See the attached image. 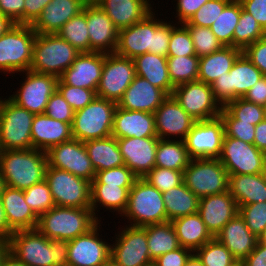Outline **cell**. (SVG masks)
I'll list each match as a JSON object with an SVG mask.
<instances>
[{
  "instance_id": "1",
  "label": "cell",
  "mask_w": 266,
  "mask_h": 266,
  "mask_svg": "<svg viewBox=\"0 0 266 266\" xmlns=\"http://www.w3.org/2000/svg\"><path fill=\"white\" fill-rule=\"evenodd\" d=\"M172 23L157 19L152 11L141 21L119 30L115 53L130 59L145 53L167 57L171 31L178 25Z\"/></svg>"
},
{
  "instance_id": "2",
  "label": "cell",
  "mask_w": 266,
  "mask_h": 266,
  "mask_svg": "<svg viewBox=\"0 0 266 266\" xmlns=\"http://www.w3.org/2000/svg\"><path fill=\"white\" fill-rule=\"evenodd\" d=\"M8 244L26 266H67L68 241L50 240L37 228L13 232Z\"/></svg>"
},
{
  "instance_id": "3",
  "label": "cell",
  "mask_w": 266,
  "mask_h": 266,
  "mask_svg": "<svg viewBox=\"0 0 266 266\" xmlns=\"http://www.w3.org/2000/svg\"><path fill=\"white\" fill-rule=\"evenodd\" d=\"M46 152L38 149L6 150L0 154L2 183L11 188L26 190L45 179Z\"/></svg>"
},
{
  "instance_id": "4",
  "label": "cell",
  "mask_w": 266,
  "mask_h": 266,
  "mask_svg": "<svg viewBox=\"0 0 266 266\" xmlns=\"http://www.w3.org/2000/svg\"><path fill=\"white\" fill-rule=\"evenodd\" d=\"M99 222L91 208L55 205L38 217L36 228L50 240L70 241L88 233Z\"/></svg>"
},
{
  "instance_id": "5",
  "label": "cell",
  "mask_w": 266,
  "mask_h": 266,
  "mask_svg": "<svg viewBox=\"0 0 266 266\" xmlns=\"http://www.w3.org/2000/svg\"><path fill=\"white\" fill-rule=\"evenodd\" d=\"M80 53L58 34H36L30 70L59 78Z\"/></svg>"
},
{
  "instance_id": "6",
  "label": "cell",
  "mask_w": 266,
  "mask_h": 266,
  "mask_svg": "<svg viewBox=\"0 0 266 266\" xmlns=\"http://www.w3.org/2000/svg\"><path fill=\"white\" fill-rule=\"evenodd\" d=\"M122 216L128 219L130 226L167 222L162 193L143 178H137L129 190L128 205Z\"/></svg>"
},
{
  "instance_id": "7",
  "label": "cell",
  "mask_w": 266,
  "mask_h": 266,
  "mask_svg": "<svg viewBox=\"0 0 266 266\" xmlns=\"http://www.w3.org/2000/svg\"><path fill=\"white\" fill-rule=\"evenodd\" d=\"M36 32L28 24H13L0 37V72L25 73L32 63Z\"/></svg>"
},
{
  "instance_id": "8",
  "label": "cell",
  "mask_w": 266,
  "mask_h": 266,
  "mask_svg": "<svg viewBox=\"0 0 266 266\" xmlns=\"http://www.w3.org/2000/svg\"><path fill=\"white\" fill-rule=\"evenodd\" d=\"M117 103L95 97L87 106L74 112L72 137L86 142L112 136Z\"/></svg>"
},
{
  "instance_id": "9",
  "label": "cell",
  "mask_w": 266,
  "mask_h": 266,
  "mask_svg": "<svg viewBox=\"0 0 266 266\" xmlns=\"http://www.w3.org/2000/svg\"><path fill=\"white\" fill-rule=\"evenodd\" d=\"M34 114L0 97V149H32L31 126Z\"/></svg>"
},
{
  "instance_id": "10",
  "label": "cell",
  "mask_w": 266,
  "mask_h": 266,
  "mask_svg": "<svg viewBox=\"0 0 266 266\" xmlns=\"http://www.w3.org/2000/svg\"><path fill=\"white\" fill-rule=\"evenodd\" d=\"M183 182L198 198L228 191L229 174L219 158L191 159Z\"/></svg>"
},
{
  "instance_id": "11",
  "label": "cell",
  "mask_w": 266,
  "mask_h": 266,
  "mask_svg": "<svg viewBox=\"0 0 266 266\" xmlns=\"http://www.w3.org/2000/svg\"><path fill=\"white\" fill-rule=\"evenodd\" d=\"M56 206L91 208V182L72 173L47 166L45 173Z\"/></svg>"
},
{
  "instance_id": "12",
  "label": "cell",
  "mask_w": 266,
  "mask_h": 266,
  "mask_svg": "<svg viewBox=\"0 0 266 266\" xmlns=\"http://www.w3.org/2000/svg\"><path fill=\"white\" fill-rule=\"evenodd\" d=\"M262 76V72L242 52L232 69L219 76L211 84V89L218 102L224 106L231 100L243 98Z\"/></svg>"
},
{
  "instance_id": "13",
  "label": "cell",
  "mask_w": 266,
  "mask_h": 266,
  "mask_svg": "<svg viewBox=\"0 0 266 266\" xmlns=\"http://www.w3.org/2000/svg\"><path fill=\"white\" fill-rule=\"evenodd\" d=\"M219 160L229 175L266 173V154L237 138L224 135Z\"/></svg>"
},
{
  "instance_id": "14",
  "label": "cell",
  "mask_w": 266,
  "mask_h": 266,
  "mask_svg": "<svg viewBox=\"0 0 266 266\" xmlns=\"http://www.w3.org/2000/svg\"><path fill=\"white\" fill-rule=\"evenodd\" d=\"M171 95L196 121L218 117L223 108L211 85L199 80L175 86Z\"/></svg>"
},
{
  "instance_id": "15",
  "label": "cell",
  "mask_w": 266,
  "mask_h": 266,
  "mask_svg": "<svg viewBox=\"0 0 266 266\" xmlns=\"http://www.w3.org/2000/svg\"><path fill=\"white\" fill-rule=\"evenodd\" d=\"M136 76L133 59L114 53H105L96 96L116 103Z\"/></svg>"
},
{
  "instance_id": "16",
  "label": "cell",
  "mask_w": 266,
  "mask_h": 266,
  "mask_svg": "<svg viewBox=\"0 0 266 266\" xmlns=\"http://www.w3.org/2000/svg\"><path fill=\"white\" fill-rule=\"evenodd\" d=\"M225 135L221 116L196 121L184 143L191 159L219 158Z\"/></svg>"
},
{
  "instance_id": "17",
  "label": "cell",
  "mask_w": 266,
  "mask_h": 266,
  "mask_svg": "<svg viewBox=\"0 0 266 266\" xmlns=\"http://www.w3.org/2000/svg\"><path fill=\"white\" fill-rule=\"evenodd\" d=\"M117 233L114 243H110V256L120 266L153 265L143 227L125 225Z\"/></svg>"
},
{
  "instance_id": "18",
  "label": "cell",
  "mask_w": 266,
  "mask_h": 266,
  "mask_svg": "<svg viewBox=\"0 0 266 266\" xmlns=\"http://www.w3.org/2000/svg\"><path fill=\"white\" fill-rule=\"evenodd\" d=\"M25 72L21 87L9 99L34 115L44 114L49 98L57 90L59 78L31 70Z\"/></svg>"
},
{
  "instance_id": "19",
  "label": "cell",
  "mask_w": 266,
  "mask_h": 266,
  "mask_svg": "<svg viewBox=\"0 0 266 266\" xmlns=\"http://www.w3.org/2000/svg\"><path fill=\"white\" fill-rule=\"evenodd\" d=\"M50 167L66 170L90 182L96 175L84 142L75 138L50 147L46 151Z\"/></svg>"
},
{
  "instance_id": "20",
  "label": "cell",
  "mask_w": 266,
  "mask_h": 266,
  "mask_svg": "<svg viewBox=\"0 0 266 266\" xmlns=\"http://www.w3.org/2000/svg\"><path fill=\"white\" fill-rule=\"evenodd\" d=\"M100 226L68 241L67 266H100L109 258L110 244L100 238Z\"/></svg>"
},
{
  "instance_id": "21",
  "label": "cell",
  "mask_w": 266,
  "mask_h": 266,
  "mask_svg": "<svg viewBox=\"0 0 266 266\" xmlns=\"http://www.w3.org/2000/svg\"><path fill=\"white\" fill-rule=\"evenodd\" d=\"M155 128L159 139L184 141L196 120L169 95L154 112ZM175 135V136H174ZM173 136V137H171Z\"/></svg>"
},
{
  "instance_id": "22",
  "label": "cell",
  "mask_w": 266,
  "mask_h": 266,
  "mask_svg": "<svg viewBox=\"0 0 266 266\" xmlns=\"http://www.w3.org/2000/svg\"><path fill=\"white\" fill-rule=\"evenodd\" d=\"M125 165L138 177L143 178L155 167L158 137L117 139Z\"/></svg>"
},
{
  "instance_id": "23",
  "label": "cell",
  "mask_w": 266,
  "mask_h": 266,
  "mask_svg": "<svg viewBox=\"0 0 266 266\" xmlns=\"http://www.w3.org/2000/svg\"><path fill=\"white\" fill-rule=\"evenodd\" d=\"M90 52L114 53L119 29L97 4H86Z\"/></svg>"
},
{
  "instance_id": "24",
  "label": "cell",
  "mask_w": 266,
  "mask_h": 266,
  "mask_svg": "<svg viewBox=\"0 0 266 266\" xmlns=\"http://www.w3.org/2000/svg\"><path fill=\"white\" fill-rule=\"evenodd\" d=\"M104 59L102 52H82L59 79L67 85L97 92Z\"/></svg>"
},
{
  "instance_id": "25",
  "label": "cell",
  "mask_w": 266,
  "mask_h": 266,
  "mask_svg": "<svg viewBox=\"0 0 266 266\" xmlns=\"http://www.w3.org/2000/svg\"><path fill=\"white\" fill-rule=\"evenodd\" d=\"M198 213L207 230L215 237L239 213V207L229 191H226L199 198Z\"/></svg>"
},
{
  "instance_id": "26",
  "label": "cell",
  "mask_w": 266,
  "mask_h": 266,
  "mask_svg": "<svg viewBox=\"0 0 266 266\" xmlns=\"http://www.w3.org/2000/svg\"><path fill=\"white\" fill-rule=\"evenodd\" d=\"M168 95L141 76H135L117 106L124 110L145 111L154 114Z\"/></svg>"
},
{
  "instance_id": "27",
  "label": "cell",
  "mask_w": 266,
  "mask_h": 266,
  "mask_svg": "<svg viewBox=\"0 0 266 266\" xmlns=\"http://www.w3.org/2000/svg\"><path fill=\"white\" fill-rule=\"evenodd\" d=\"M112 136L117 139L158 137L155 116L149 112L124 110L117 106L114 113Z\"/></svg>"
},
{
  "instance_id": "28",
  "label": "cell",
  "mask_w": 266,
  "mask_h": 266,
  "mask_svg": "<svg viewBox=\"0 0 266 266\" xmlns=\"http://www.w3.org/2000/svg\"><path fill=\"white\" fill-rule=\"evenodd\" d=\"M0 199L8 226L13 232L37 227L38 216L25 202L23 190L2 185Z\"/></svg>"
},
{
  "instance_id": "29",
  "label": "cell",
  "mask_w": 266,
  "mask_h": 266,
  "mask_svg": "<svg viewBox=\"0 0 266 266\" xmlns=\"http://www.w3.org/2000/svg\"><path fill=\"white\" fill-rule=\"evenodd\" d=\"M85 5L82 0H51L31 27L37 34H57Z\"/></svg>"
},
{
  "instance_id": "30",
  "label": "cell",
  "mask_w": 266,
  "mask_h": 266,
  "mask_svg": "<svg viewBox=\"0 0 266 266\" xmlns=\"http://www.w3.org/2000/svg\"><path fill=\"white\" fill-rule=\"evenodd\" d=\"M237 261H243L256 247L258 238L248 229L238 213L215 236Z\"/></svg>"
},
{
  "instance_id": "31",
  "label": "cell",
  "mask_w": 266,
  "mask_h": 266,
  "mask_svg": "<svg viewBox=\"0 0 266 266\" xmlns=\"http://www.w3.org/2000/svg\"><path fill=\"white\" fill-rule=\"evenodd\" d=\"M72 138L71 124L53 119L46 114L34 115L31 126V139L34 149L46 152L50 147Z\"/></svg>"
},
{
  "instance_id": "32",
  "label": "cell",
  "mask_w": 266,
  "mask_h": 266,
  "mask_svg": "<svg viewBox=\"0 0 266 266\" xmlns=\"http://www.w3.org/2000/svg\"><path fill=\"white\" fill-rule=\"evenodd\" d=\"M96 4L119 30L130 27L154 11L150 0H99Z\"/></svg>"
},
{
  "instance_id": "33",
  "label": "cell",
  "mask_w": 266,
  "mask_h": 266,
  "mask_svg": "<svg viewBox=\"0 0 266 266\" xmlns=\"http://www.w3.org/2000/svg\"><path fill=\"white\" fill-rule=\"evenodd\" d=\"M228 191L238 207L266 201V173L229 175Z\"/></svg>"
},
{
  "instance_id": "34",
  "label": "cell",
  "mask_w": 266,
  "mask_h": 266,
  "mask_svg": "<svg viewBox=\"0 0 266 266\" xmlns=\"http://www.w3.org/2000/svg\"><path fill=\"white\" fill-rule=\"evenodd\" d=\"M135 72L148 80L153 86L163 90L168 96L172 94L174 86L168 71L167 57L154 53H145L133 59Z\"/></svg>"
},
{
  "instance_id": "35",
  "label": "cell",
  "mask_w": 266,
  "mask_h": 266,
  "mask_svg": "<svg viewBox=\"0 0 266 266\" xmlns=\"http://www.w3.org/2000/svg\"><path fill=\"white\" fill-rule=\"evenodd\" d=\"M242 50L224 46L219 51L199 58L198 80L211 85L219 76L229 72Z\"/></svg>"
},
{
  "instance_id": "36",
  "label": "cell",
  "mask_w": 266,
  "mask_h": 266,
  "mask_svg": "<svg viewBox=\"0 0 266 266\" xmlns=\"http://www.w3.org/2000/svg\"><path fill=\"white\" fill-rule=\"evenodd\" d=\"M171 223L180 246L193 252L213 238L198 212L172 220Z\"/></svg>"
},
{
  "instance_id": "37",
  "label": "cell",
  "mask_w": 266,
  "mask_h": 266,
  "mask_svg": "<svg viewBox=\"0 0 266 266\" xmlns=\"http://www.w3.org/2000/svg\"><path fill=\"white\" fill-rule=\"evenodd\" d=\"M96 172L125 165L117 138L108 136L84 142Z\"/></svg>"
},
{
  "instance_id": "38",
  "label": "cell",
  "mask_w": 266,
  "mask_h": 266,
  "mask_svg": "<svg viewBox=\"0 0 266 266\" xmlns=\"http://www.w3.org/2000/svg\"><path fill=\"white\" fill-rule=\"evenodd\" d=\"M132 187H118V185L107 184H91V210L95 217L99 219V207L111 210L109 212H118L122 214L125 212L128 205L129 190ZM96 212V213H95ZM97 214V215H96Z\"/></svg>"
},
{
  "instance_id": "39",
  "label": "cell",
  "mask_w": 266,
  "mask_h": 266,
  "mask_svg": "<svg viewBox=\"0 0 266 266\" xmlns=\"http://www.w3.org/2000/svg\"><path fill=\"white\" fill-rule=\"evenodd\" d=\"M167 221L198 212L199 198L182 182L162 193Z\"/></svg>"
},
{
  "instance_id": "40",
  "label": "cell",
  "mask_w": 266,
  "mask_h": 266,
  "mask_svg": "<svg viewBox=\"0 0 266 266\" xmlns=\"http://www.w3.org/2000/svg\"><path fill=\"white\" fill-rule=\"evenodd\" d=\"M190 161L184 141L159 139L155 167L183 172Z\"/></svg>"
},
{
  "instance_id": "41",
  "label": "cell",
  "mask_w": 266,
  "mask_h": 266,
  "mask_svg": "<svg viewBox=\"0 0 266 266\" xmlns=\"http://www.w3.org/2000/svg\"><path fill=\"white\" fill-rule=\"evenodd\" d=\"M146 230L150 257H157L180 247L178 238L171 221L152 224L143 227Z\"/></svg>"
},
{
  "instance_id": "42",
  "label": "cell",
  "mask_w": 266,
  "mask_h": 266,
  "mask_svg": "<svg viewBox=\"0 0 266 266\" xmlns=\"http://www.w3.org/2000/svg\"><path fill=\"white\" fill-rule=\"evenodd\" d=\"M242 5L232 0L210 27L223 46L233 47V33L241 15Z\"/></svg>"
},
{
  "instance_id": "43",
  "label": "cell",
  "mask_w": 266,
  "mask_h": 266,
  "mask_svg": "<svg viewBox=\"0 0 266 266\" xmlns=\"http://www.w3.org/2000/svg\"><path fill=\"white\" fill-rule=\"evenodd\" d=\"M57 34L79 52H90V39L87 29L86 5L79 14L67 21Z\"/></svg>"
},
{
  "instance_id": "44",
  "label": "cell",
  "mask_w": 266,
  "mask_h": 266,
  "mask_svg": "<svg viewBox=\"0 0 266 266\" xmlns=\"http://www.w3.org/2000/svg\"><path fill=\"white\" fill-rule=\"evenodd\" d=\"M169 77L172 85L188 83L198 80L199 57L167 56Z\"/></svg>"
},
{
  "instance_id": "45",
  "label": "cell",
  "mask_w": 266,
  "mask_h": 266,
  "mask_svg": "<svg viewBox=\"0 0 266 266\" xmlns=\"http://www.w3.org/2000/svg\"><path fill=\"white\" fill-rule=\"evenodd\" d=\"M266 36L256 19L243 9L233 33V47L244 50L247 46Z\"/></svg>"
},
{
  "instance_id": "46",
  "label": "cell",
  "mask_w": 266,
  "mask_h": 266,
  "mask_svg": "<svg viewBox=\"0 0 266 266\" xmlns=\"http://www.w3.org/2000/svg\"><path fill=\"white\" fill-rule=\"evenodd\" d=\"M204 266H232L237 260L215 237L194 252Z\"/></svg>"
},
{
  "instance_id": "47",
  "label": "cell",
  "mask_w": 266,
  "mask_h": 266,
  "mask_svg": "<svg viewBox=\"0 0 266 266\" xmlns=\"http://www.w3.org/2000/svg\"><path fill=\"white\" fill-rule=\"evenodd\" d=\"M236 120L257 125L266 118L265 107L244 98H237L223 106Z\"/></svg>"
},
{
  "instance_id": "48",
  "label": "cell",
  "mask_w": 266,
  "mask_h": 266,
  "mask_svg": "<svg viewBox=\"0 0 266 266\" xmlns=\"http://www.w3.org/2000/svg\"><path fill=\"white\" fill-rule=\"evenodd\" d=\"M24 198L38 217L55 206L49 185L45 179L24 190Z\"/></svg>"
},
{
  "instance_id": "49",
  "label": "cell",
  "mask_w": 266,
  "mask_h": 266,
  "mask_svg": "<svg viewBox=\"0 0 266 266\" xmlns=\"http://www.w3.org/2000/svg\"><path fill=\"white\" fill-rule=\"evenodd\" d=\"M192 38L196 55L200 58L219 51L224 46L213 34L211 28L194 25H184Z\"/></svg>"
},
{
  "instance_id": "50",
  "label": "cell",
  "mask_w": 266,
  "mask_h": 266,
  "mask_svg": "<svg viewBox=\"0 0 266 266\" xmlns=\"http://www.w3.org/2000/svg\"><path fill=\"white\" fill-rule=\"evenodd\" d=\"M143 179L163 193L179 186L183 182V172L154 167Z\"/></svg>"
},
{
  "instance_id": "51",
  "label": "cell",
  "mask_w": 266,
  "mask_h": 266,
  "mask_svg": "<svg viewBox=\"0 0 266 266\" xmlns=\"http://www.w3.org/2000/svg\"><path fill=\"white\" fill-rule=\"evenodd\" d=\"M232 0H209L200 7L190 19L183 25H194L201 27H211L224 8Z\"/></svg>"
},
{
  "instance_id": "52",
  "label": "cell",
  "mask_w": 266,
  "mask_h": 266,
  "mask_svg": "<svg viewBox=\"0 0 266 266\" xmlns=\"http://www.w3.org/2000/svg\"><path fill=\"white\" fill-rule=\"evenodd\" d=\"M138 177L126 166L106 169L96 172L91 184L118 185V187H132Z\"/></svg>"
},
{
  "instance_id": "53",
  "label": "cell",
  "mask_w": 266,
  "mask_h": 266,
  "mask_svg": "<svg viewBox=\"0 0 266 266\" xmlns=\"http://www.w3.org/2000/svg\"><path fill=\"white\" fill-rule=\"evenodd\" d=\"M239 214L248 229L258 238L266 228V201L239 206Z\"/></svg>"
},
{
  "instance_id": "54",
  "label": "cell",
  "mask_w": 266,
  "mask_h": 266,
  "mask_svg": "<svg viewBox=\"0 0 266 266\" xmlns=\"http://www.w3.org/2000/svg\"><path fill=\"white\" fill-rule=\"evenodd\" d=\"M193 55H196V52L191 35L183 24H178L171 31L167 56Z\"/></svg>"
},
{
  "instance_id": "55",
  "label": "cell",
  "mask_w": 266,
  "mask_h": 266,
  "mask_svg": "<svg viewBox=\"0 0 266 266\" xmlns=\"http://www.w3.org/2000/svg\"><path fill=\"white\" fill-rule=\"evenodd\" d=\"M220 116L224 123L226 136L254 144L256 125L236 120L224 107L220 112Z\"/></svg>"
},
{
  "instance_id": "56",
  "label": "cell",
  "mask_w": 266,
  "mask_h": 266,
  "mask_svg": "<svg viewBox=\"0 0 266 266\" xmlns=\"http://www.w3.org/2000/svg\"><path fill=\"white\" fill-rule=\"evenodd\" d=\"M57 90L74 111L84 108L96 97L94 90L67 85L60 79L58 80Z\"/></svg>"
},
{
  "instance_id": "57",
  "label": "cell",
  "mask_w": 266,
  "mask_h": 266,
  "mask_svg": "<svg viewBox=\"0 0 266 266\" xmlns=\"http://www.w3.org/2000/svg\"><path fill=\"white\" fill-rule=\"evenodd\" d=\"M74 110L63 98L61 93L56 90L49 98L44 114L53 119L69 123L72 125Z\"/></svg>"
},
{
  "instance_id": "58",
  "label": "cell",
  "mask_w": 266,
  "mask_h": 266,
  "mask_svg": "<svg viewBox=\"0 0 266 266\" xmlns=\"http://www.w3.org/2000/svg\"><path fill=\"white\" fill-rule=\"evenodd\" d=\"M246 57L266 76V36L247 46L242 51Z\"/></svg>"
},
{
  "instance_id": "59",
  "label": "cell",
  "mask_w": 266,
  "mask_h": 266,
  "mask_svg": "<svg viewBox=\"0 0 266 266\" xmlns=\"http://www.w3.org/2000/svg\"><path fill=\"white\" fill-rule=\"evenodd\" d=\"M194 252L188 248H179L157 257L153 261L154 266H186L190 256Z\"/></svg>"
},
{
  "instance_id": "60",
  "label": "cell",
  "mask_w": 266,
  "mask_h": 266,
  "mask_svg": "<svg viewBox=\"0 0 266 266\" xmlns=\"http://www.w3.org/2000/svg\"><path fill=\"white\" fill-rule=\"evenodd\" d=\"M24 0H0V12L15 24H24Z\"/></svg>"
},
{
  "instance_id": "61",
  "label": "cell",
  "mask_w": 266,
  "mask_h": 266,
  "mask_svg": "<svg viewBox=\"0 0 266 266\" xmlns=\"http://www.w3.org/2000/svg\"><path fill=\"white\" fill-rule=\"evenodd\" d=\"M176 18L179 20L177 23L183 24L187 22L190 17L207 1L209 0H176Z\"/></svg>"
},
{
  "instance_id": "62",
  "label": "cell",
  "mask_w": 266,
  "mask_h": 266,
  "mask_svg": "<svg viewBox=\"0 0 266 266\" xmlns=\"http://www.w3.org/2000/svg\"><path fill=\"white\" fill-rule=\"evenodd\" d=\"M242 9L251 14L266 32V0H238Z\"/></svg>"
},
{
  "instance_id": "63",
  "label": "cell",
  "mask_w": 266,
  "mask_h": 266,
  "mask_svg": "<svg viewBox=\"0 0 266 266\" xmlns=\"http://www.w3.org/2000/svg\"><path fill=\"white\" fill-rule=\"evenodd\" d=\"M245 100L266 106V76H262L244 95Z\"/></svg>"
},
{
  "instance_id": "64",
  "label": "cell",
  "mask_w": 266,
  "mask_h": 266,
  "mask_svg": "<svg viewBox=\"0 0 266 266\" xmlns=\"http://www.w3.org/2000/svg\"><path fill=\"white\" fill-rule=\"evenodd\" d=\"M24 24L31 25L51 0H24Z\"/></svg>"
},
{
  "instance_id": "65",
  "label": "cell",
  "mask_w": 266,
  "mask_h": 266,
  "mask_svg": "<svg viewBox=\"0 0 266 266\" xmlns=\"http://www.w3.org/2000/svg\"><path fill=\"white\" fill-rule=\"evenodd\" d=\"M242 262L245 266H266V244L257 242L255 249Z\"/></svg>"
},
{
  "instance_id": "66",
  "label": "cell",
  "mask_w": 266,
  "mask_h": 266,
  "mask_svg": "<svg viewBox=\"0 0 266 266\" xmlns=\"http://www.w3.org/2000/svg\"><path fill=\"white\" fill-rule=\"evenodd\" d=\"M254 145L266 154V118L255 126Z\"/></svg>"
},
{
  "instance_id": "67",
  "label": "cell",
  "mask_w": 266,
  "mask_h": 266,
  "mask_svg": "<svg viewBox=\"0 0 266 266\" xmlns=\"http://www.w3.org/2000/svg\"><path fill=\"white\" fill-rule=\"evenodd\" d=\"M13 231L9 228L4 208L0 199V240L1 241H9Z\"/></svg>"
},
{
  "instance_id": "68",
  "label": "cell",
  "mask_w": 266,
  "mask_h": 266,
  "mask_svg": "<svg viewBox=\"0 0 266 266\" xmlns=\"http://www.w3.org/2000/svg\"><path fill=\"white\" fill-rule=\"evenodd\" d=\"M0 266H26L9 251L3 257Z\"/></svg>"
},
{
  "instance_id": "69",
  "label": "cell",
  "mask_w": 266,
  "mask_h": 266,
  "mask_svg": "<svg viewBox=\"0 0 266 266\" xmlns=\"http://www.w3.org/2000/svg\"><path fill=\"white\" fill-rule=\"evenodd\" d=\"M15 23L0 12V37Z\"/></svg>"
},
{
  "instance_id": "70",
  "label": "cell",
  "mask_w": 266,
  "mask_h": 266,
  "mask_svg": "<svg viewBox=\"0 0 266 266\" xmlns=\"http://www.w3.org/2000/svg\"><path fill=\"white\" fill-rule=\"evenodd\" d=\"M186 266H204L201 260L197 257L195 253H193L188 259Z\"/></svg>"
},
{
  "instance_id": "71",
  "label": "cell",
  "mask_w": 266,
  "mask_h": 266,
  "mask_svg": "<svg viewBox=\"0 0 266 266\" xmlns=\"http://www.w3.org/2000/svg\"><path fill=\"white\" fill-rule=\"evenodd\" d=\"M9 251V244L7 241H1L0 240V264L3 259V257L6 255V253Z\"/></svg>"
},
{
  "instance_id": "72",
  "label": "cell",
  "mask_w": 266,
  "mask_h": 266,
  "mask_svg": "<svg viewBox=\"0 0 266 266\" xmlns=\"http://www.w3.org/2000/svg\"><path fill=\"white\" fill-rule=\"evenodd\" d=\"M100 266H120L111 256Z\"/></svg>"
},
{
  "instance_id": "73",
  "label": "cell",
  "mask_w": 266,
  "mask_h": 266,
  "mask_svg": "<svg viewBox=\"0 0 266 266\" xmlns=\"http://www.w3.org/2000/svg\"><path fill=\"white\" fill-rule=\"evenodd\" d=\"M258 242L266 244V228L262 231V233L258 237Z\"/></svg>"
},
{
  "instance_id": "74",
  "label": "cell",
  "mask_w": 266,
  "mask_h": 266,
  "mask_svg": "<svg viewBox=\"0 0 266 266\" xmlns=\"http://www.w3.org/2000/svg\"><path fill=\"white\" fill-rule=\"evenodd\" d=\"M85 4H96L99 0H82Z\"/></svg>"
},
{
  "instance_id": "75",
  "label": "cell",
  "mask_w": 266,
  "mask_h": 266,
  "mask_svg": "<svg viewBox=\"0 0 266 266\" xmlns=\"http://www.w3.org/2000/svg\"><path fill=\"white\" fill-rule=\"evenodd\" d=\"M232 266H245L242 261H237Z\"/></svg>"
},
{
  "instance_id": "76",
  "label": "cell",
  "mask_w": 266,
  "mask_h": 266,
  "mask_svg": "<svg viewBox=\"0 0 266 266\" xmlns=\"http://www.w3.org/2000/svg\"><path fill=\"white\" fill-rule=\"evenodd\" d=\"M2 185H3V183H2L1 174H0V189H1Z\"/></svg>"
}]
</instances>
